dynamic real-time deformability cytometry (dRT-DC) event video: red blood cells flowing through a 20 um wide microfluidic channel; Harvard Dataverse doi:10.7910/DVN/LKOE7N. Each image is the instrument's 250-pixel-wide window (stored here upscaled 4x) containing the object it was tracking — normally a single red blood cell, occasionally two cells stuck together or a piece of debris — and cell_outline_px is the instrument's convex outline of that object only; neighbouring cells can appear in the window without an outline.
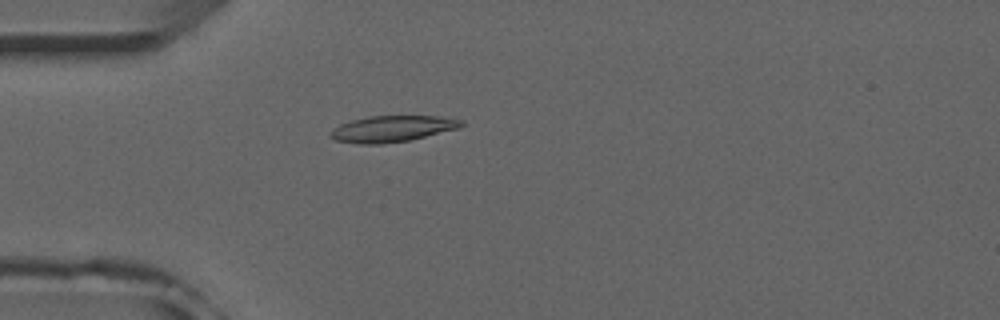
{"species": "common noctule bat (a hibernating species)", "species_latin": "Nyctalus noctula", "temperature_condition": "room temperature", "stored_images_in_passage": 41, "camera_frame_rate_fps": 3000, "um_per_image_px": 0.085, "animal": {"sex": "male", "forearm_length_mm": 52.5}, "frame": {"image": 1, "passage_image": 4, "time_ms": 1.0, "image_size_px": [1000, 320], "cell_outline_px": [[464, 124], [460, 128], [408, 140], [380, 144], [360, 144], [336, 140], [328, 136], [328, 132], [332, 128], [340, 124], [352, 120], [368, 116], [440, 116], [464, 120]], "centroid_in_image_um": [33.32, 10.94], "position_along_channel_um": 51.7, "area_um2": 20.06}}
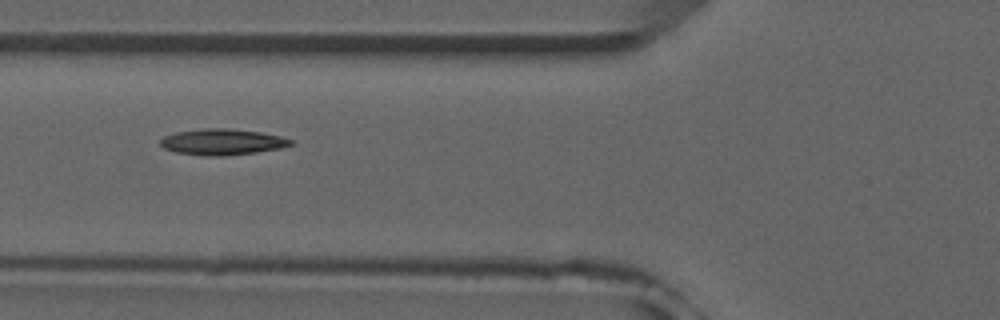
{"frame": {"image": 2, "passage_image": 9, "time_ms": 2.667, "image_size_px": [1000, 320], "cell_outline_px": [[292, 144], [280, 148], [256, 152], [220, 156], [204, 156], [176, 152], [164, 148], [160, 144], [160, 140], [164, 136], [176, 132], [204, 128], [228, 128], [260, 132], [280, 136], [292, 140]], "centroid_in_image_um": [18.86, 12.06], "position_along_channel_um": 106.9, "area_um2": 19.65}}
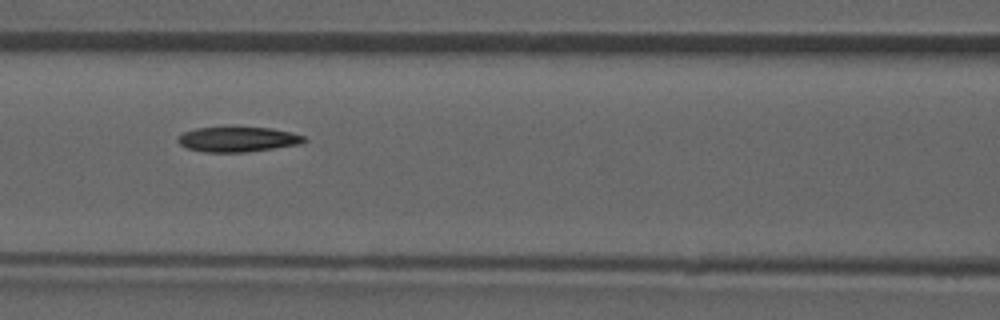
{"frame": {"image": 3, "passage_image": 12, "time_ms": 3.667, "image_size_px": [1000, 320], "cell_outline_px": [[308, 140], [300, 144], [244, 152], [204, 152], [188, 148], [180, 144], [176, 140], [176, 136], [184, 132], [196, 128], [272, 128], [292, 132], [304, 136]], "centroid_in_image_um": [20.2, 11.84], "position_along_channel_um": 146.4, "area_um2": 18.21}}